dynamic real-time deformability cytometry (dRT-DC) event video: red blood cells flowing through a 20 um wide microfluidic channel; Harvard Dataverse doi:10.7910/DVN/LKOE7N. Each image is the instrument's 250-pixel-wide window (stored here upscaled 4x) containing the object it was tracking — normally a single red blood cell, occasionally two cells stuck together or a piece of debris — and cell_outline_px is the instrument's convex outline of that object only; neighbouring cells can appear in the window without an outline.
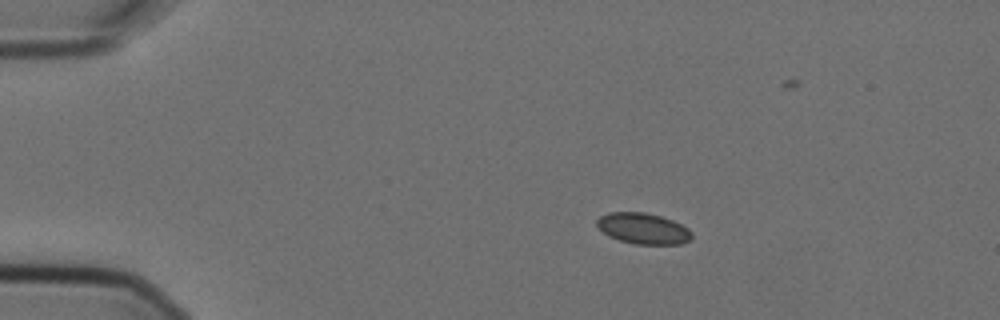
{"species": "Egyptian fruit bat (a non-hibernating species)", "species_latin": "Rousettus aegyptiacus", "temperature_condition": "cold", "stored_images_in_passage": 5, "camera_frame_rate_fps": 3000, "um_per_image_px": 0.085, "animal": {"sex": "female"}, "frame": {"image": 1, "passage_image": 3, "time_ms": 0.667, "image_size_px": [1000, 320], "cell_outline_px": [[692, 236], [688, 240], [680, 244], [636, 244], [620, 240], [608, 236], [596, 224], [596, 220], [600, 216], [608, 212], [644, 212], [660, 216], [672, 220], [688, 228], [692, 232]], "centroid_in_image_um": [54.65, 19.41], "position_along_channel_um": 30.3, "area_um2": 16.99}}
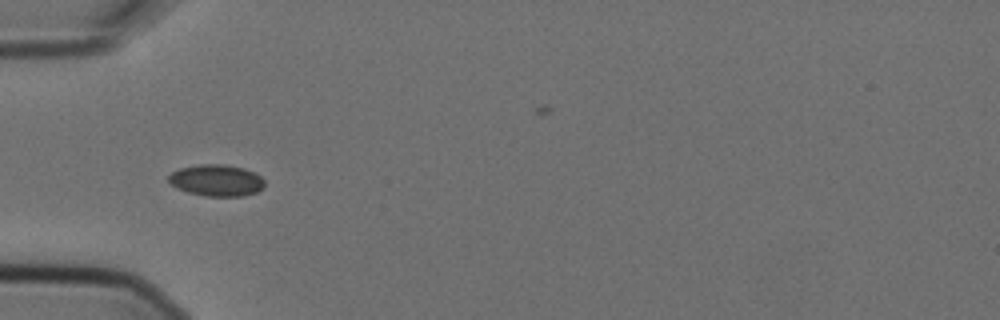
{"frame": {"image": 2, "passage_image": 5, "time_ms": 1.333, "image_size_px": [1000, 320], "cell_outline_px": [[264, 188], [256, 192], [244, 196], [204, 196], [188, 192], [176, 188], [168, 180], [168, 176], [172, 172], [180, 168], [200, 164], [224, 164], [244, 168], [260, 176], [264, 180]], "centroid_in_image_um": [18.4, 15.33], "position_along_channel_um": 66.6, "area_um2": 17.69}}